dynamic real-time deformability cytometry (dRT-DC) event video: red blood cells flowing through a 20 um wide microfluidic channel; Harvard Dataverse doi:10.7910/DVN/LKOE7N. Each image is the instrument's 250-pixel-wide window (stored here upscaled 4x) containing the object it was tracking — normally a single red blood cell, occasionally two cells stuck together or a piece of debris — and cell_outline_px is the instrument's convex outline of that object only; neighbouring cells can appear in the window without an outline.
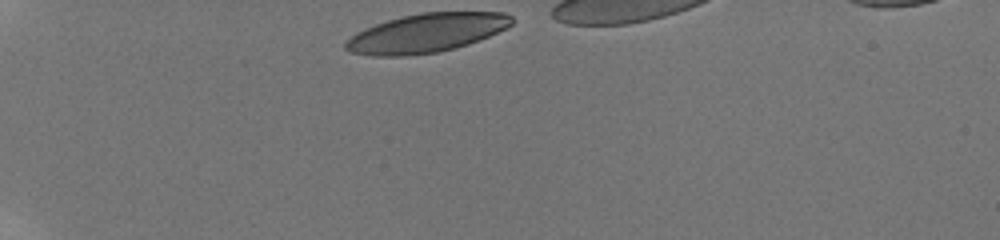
{"species": "human", "species_latin": "Homo sapiens", "temperature_condition": "room temperature", "stored_images_in_passage": 35, "camera_frame_rate_fps": 3000, "um_per_image_px": 0.085, "donor": {"sex": "male"}, "frame": {"image": 1, "passage_image": 1, "time_ms": 0.0, "image_size_px": [1000, 240], "cell_outline_px": [[512, 24], [508, 28], [468, 44], [456, 48], [436, 52], [408, 56], [372, 56], [352, 52], [344, 48], [344, 44], [356, 32], [364, 28], [388, 20], [404, 16], [424, 12], [504, 12], [512, 16]], "centroid_in_image_um": [36.26, 2.81], "position_along_channel_um": 48.7, "area_um2": 37.51}}
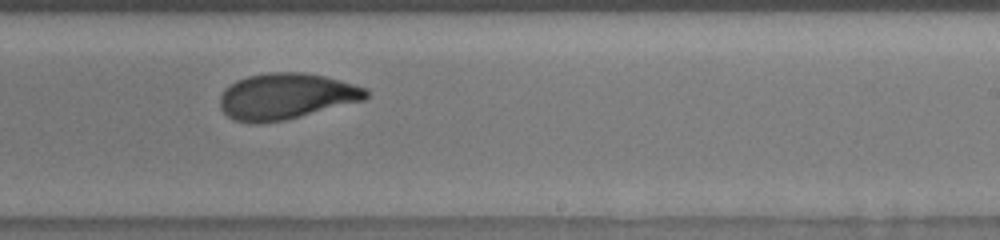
{"frame": {"image": 2, "passage_image": 22, "time_ms": 7.0, "image_size_px": [1000, 240], "cell_outline_px": [[368, 96], [364, 100], [284, 120], [260, 124], [252, 124], [232, 120], [220, 108], [220, 96], [224, 88], [236, 80], [248, 76], [272, 72], [304, 72], [324, 76], [340, 80], [368, 88]], "centroid_in_image_um": [24.29, 8.19], "position_along_channel_um": 264.7, "area_um2": 39.36}}
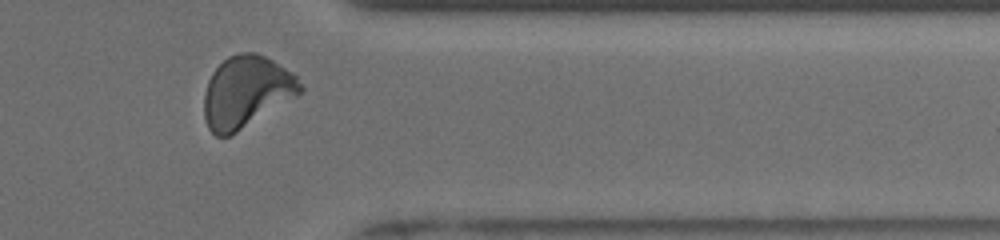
{"frame": {"image": 3, "passage_image": 32, "time_ms": 10.333, "image_size_px": [1000, 240], "cell_outline_px": [[304, 92], [236, 132], [228, 136], [216, 136], [208, 128], [204, 120], [204, 92], [208, 80], [212, 72], [228, 56], [240, 52], [256, 52], [272, 60], [292, 72], [296, 76], [304, 88]], "centroid_in_image_um": [20.93, 7.8], "position_along_channel_um": 390.5, "area_um2": 40.11}, "authors_computed_cell_mechanics": {"area_um2": 39.2462, "velocity_mm_per_s": 3.8488, "shape_relaxation_time_tau1_ms": 4.6404, "shape_relaxation_time_tau2_ms": 1.5419, "deformation_change_tau1": 0.1771, "deformation_change_tau2": 0.0724}}